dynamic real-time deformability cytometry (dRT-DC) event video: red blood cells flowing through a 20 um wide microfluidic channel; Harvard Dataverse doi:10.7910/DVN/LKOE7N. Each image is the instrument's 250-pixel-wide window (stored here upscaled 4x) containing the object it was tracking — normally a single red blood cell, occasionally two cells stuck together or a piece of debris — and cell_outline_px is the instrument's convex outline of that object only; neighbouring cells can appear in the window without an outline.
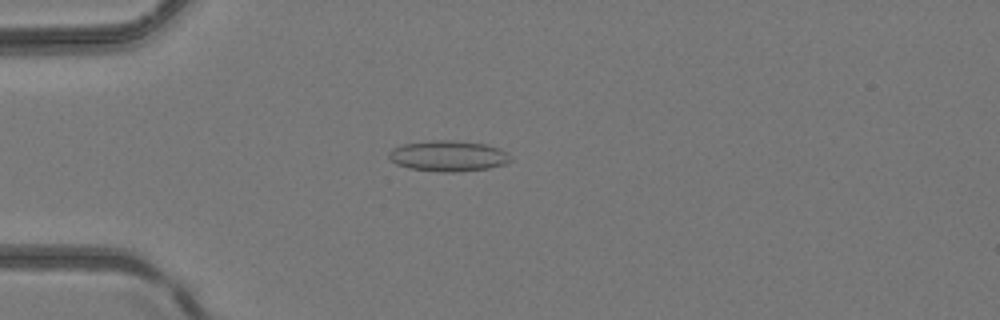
{"species": "common noctule bat (a hibernating species)", "species_latin": "Nyctalus noctula", "temperature_condition": "room temperature", "stored_images_in_passage": 42, "camera_frame_rate_fps": 3000, "um_per_image_px": 0.085, "animal": {"sex": "female", "body_mass_g": 24.6, "forearm_length_mm": 56.2}, "frame": {"image": 1, "passage_image": 14, "time_ms": 4.333, "image_size_px": [1000, 320], "cell_outline_px": [[512, 160], [504, 164], [488, 168], [456, 172], [440, 172], [408, 168], [396, 164], [388, 156], [388, 152], [392, 148], [404, 144], [432, 140], [452, 140], [484, 144], [500, 148], [508, 152]], "centroid_in_image_um": [38.1, 13.26], "position_along_channel_um": 46.9, "area_um2": 21.85}}
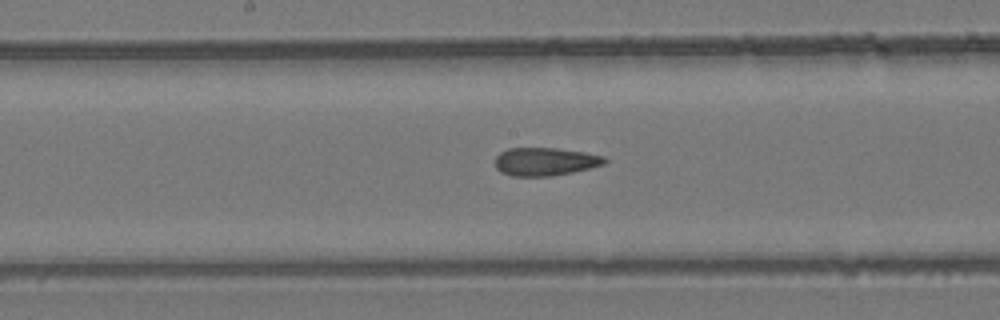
{"frame": {"image": 2, "passage_image": 26, "time_ms": 8.333, "image_size_px": [1000, 320], "cell_outline_px": [[608, 160], [604, 164], [572, 172], [548, 176], [512, 176], [500, 172], [496, 168], [496, 156], [500, 152], [508, 148], [556, 148], [584, 152], [604, 156]], "centroid_in_image_um": [46.32, 13.73], "position_along_channel_um": 201.9, "area_um2": 17.86}}
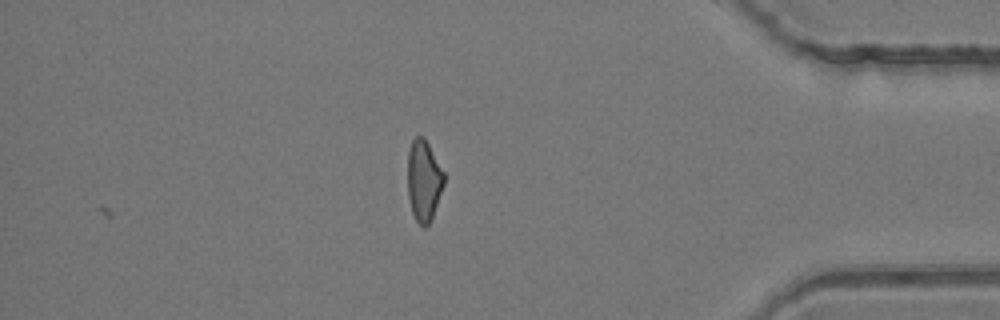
{"frame": {"image": 3, "passage_image": 42, "time_ms": 13.667, "image_size_px": [1000, 320], "cell_outline_px": [[444, 184], [432, 216], [428, 224], [424, 228], [416, 220], [412, 212], [408, 196], [408, 152], [412, 140], [416, 136], [424, 136], [444, 172]], "centroid_in_image_um": [36.01, 15.32], "position_along_channel_um": 399.2, "area_um2": 16.99}}